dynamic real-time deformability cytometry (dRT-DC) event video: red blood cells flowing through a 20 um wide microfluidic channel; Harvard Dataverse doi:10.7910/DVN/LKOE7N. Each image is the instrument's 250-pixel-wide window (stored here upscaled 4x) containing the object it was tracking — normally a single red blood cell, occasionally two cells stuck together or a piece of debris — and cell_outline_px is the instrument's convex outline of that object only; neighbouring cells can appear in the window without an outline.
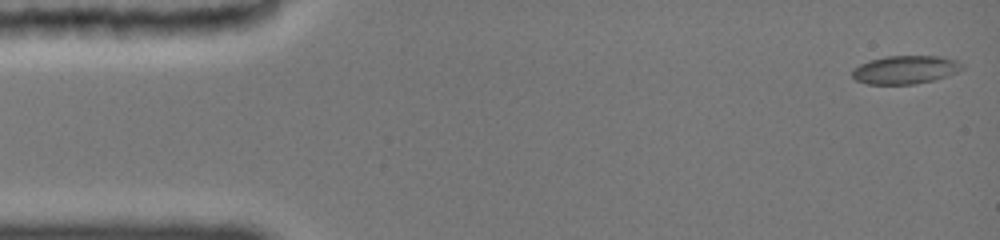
{"species": "common noctule bat (a hibernating species)", "species_latin": "Nyctalus noctula", "temperature_condition": "cold", "stored_images_in_passage": 22, "camera_frame_rate_fps": 3000, "um_per_image_px": 0.085, "animal": {"sex": "female", "body_mass_g": 19.0, "forearm_length_mm": 51.5}, "frame": {"image": 1, "passage_image": 1, "time_ms": 0.0, "image_size_px": [1000, 240], "cell_outline_px": [[964, 68], [948, 76], [932, 80], [912, 84], [868, 84], [856, 80], [852, 76], [852, 68], [868, 60], [888, 56], [940, 56], [956, 60], [964, 64]], "centroid_in_image_um": [76.94, 5.92], "position_along_channel_um": 8.1, "area_um2": 18.15}}
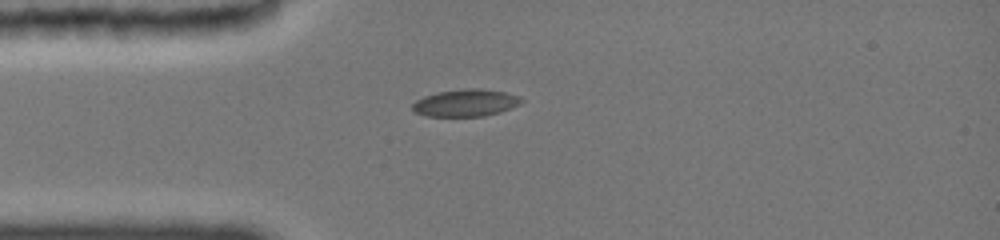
{"frame": {"image": 2, "passage_image": 18, "time_ms": 3.667, "image_size_px": [1000, 240], "cell_outline_px": [[524, 100], [520, 104], [500, 112], [480, 116], [428, 116], [416, 112], [412, 108], [412, 104], [416, 100], [424, 96], [436, 92], [464, 88], [480, 88], [508, 92], [520, 96]], "centroid_in_image_um": [39.61, 8.72], "position_along_channel_um": 45.4, "area_um2": 17.34}}